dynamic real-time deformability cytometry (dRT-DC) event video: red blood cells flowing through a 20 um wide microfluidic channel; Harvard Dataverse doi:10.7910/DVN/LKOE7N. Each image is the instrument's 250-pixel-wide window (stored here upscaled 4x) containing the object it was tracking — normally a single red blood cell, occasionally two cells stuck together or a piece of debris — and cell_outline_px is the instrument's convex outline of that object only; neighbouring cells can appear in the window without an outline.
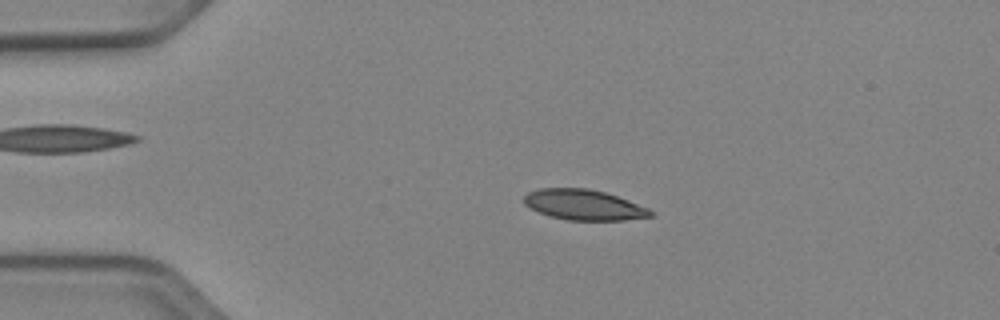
{"species": "Egyptian fruit bat (a non-hibernating species)", "species_latin": "Rousettus aegyptiacus", "temperature_condition": "cold", "stored_images_in_passage": 52, "camera_frame_rate_fps": 3000, "um_per_image_px": 0.085, "animal": {"sex": "female"}, "frame": {"image": 1, "passage_image": 11, "time_ms": 3.333, "image_size_px": [1000, 320], "cell_outline_px": [[652, 216], [624, 220], [568, 220], [548, 216], [524, 204], [524, 196], [528, 192], [540, 188], [588, 188], [604, 192], [628, 200], [648, 208], [652, 212]], "centroid_in_image_um": [49.6, 17.41], "position_along_channel_um": 35.4, "area_um2": 22.25}}
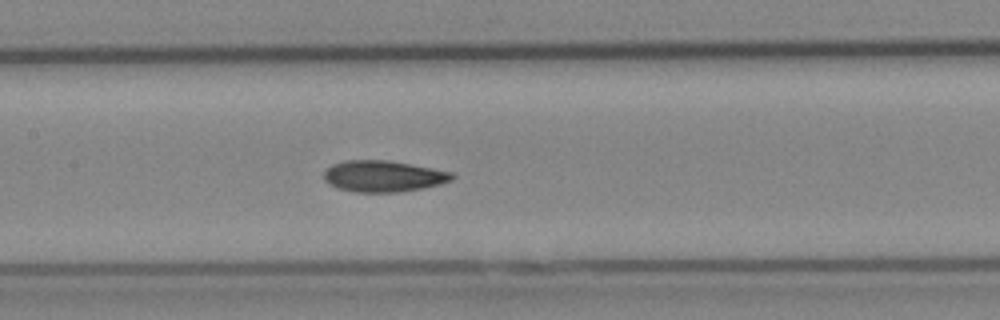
{"frame": {"image": 2, "passage_image": 25, "time_ms": 8.0, "image_size_px": [1000, 320], "cell_outline_px": [[456, 176], [452, 180], [440, 184], [400, 192], [356, 192], [336, 188], [324, 180], [324, 172], [332, 164], [344, 160], [388, 160], [432, 168], [452, 172]], "centroid_in_image_um": [32.57, 14.97], "position_along_channel_um": 174.8, "area_um2": 23.35}}
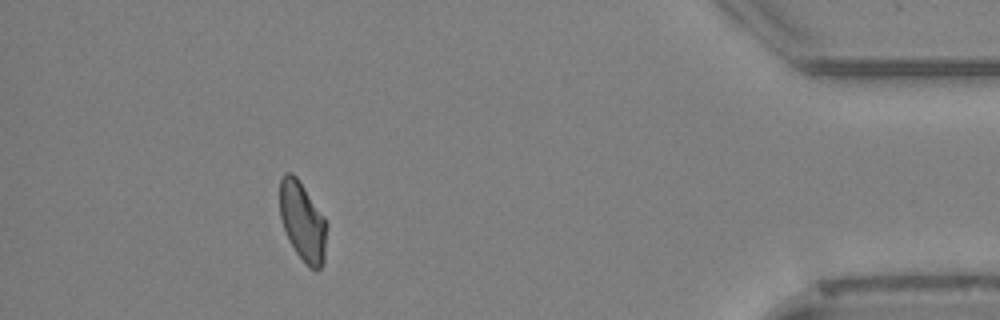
{"frame": {"image": 3, "passage_image": 47, "time_ms": 15.333, "image_size_px": [1000, 320], "cell_outline_px": [[328, 224], [324, 260], [320, 268], [316, 272], [296, 252], [288, 240], [280, 216], [280, 180], [284, 172], [292, 172], [296, 176], [324, 216]], "centroid_in_image_um": [25.73, 18.81], "position_along_channel_um": 409.5, "area_um2": 21.62}, "authors_computed_cell_mechanics": {"area_um2": 22.5131, "velocity_mm_per_s": 3.9158, "shape_relaxation_time_tau1_ms": 5.0834, "shape_relaxation_time_tau2_ms": 3.4272, "deformation_change_tau1": 0.1215, "deformation_change_tau2": 0.0828}}